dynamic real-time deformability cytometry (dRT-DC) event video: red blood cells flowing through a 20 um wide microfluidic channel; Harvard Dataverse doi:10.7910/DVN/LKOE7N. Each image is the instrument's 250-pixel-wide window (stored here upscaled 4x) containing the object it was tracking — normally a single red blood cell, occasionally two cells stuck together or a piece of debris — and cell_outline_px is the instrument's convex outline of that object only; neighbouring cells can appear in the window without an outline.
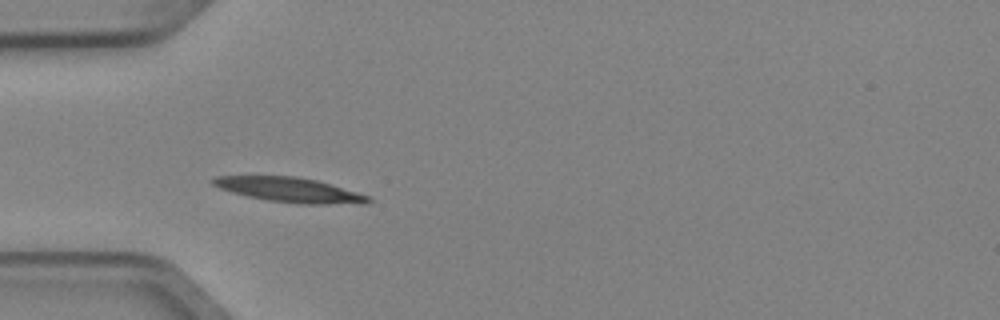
{"species": "Egyptian fruit bat (a non-hibernating species)", "species_latin": "Rousettus aegyptiacus", "temperature_condition": "cold", "stored_images_in_passage": 4, "camera_frame_rate_fps": 3000, "um_per_image_px": 0.085, "animal": {"sex": "female"}, "frame": {"image": 1, "passage_image": 2, "time_ms": 0.333, "image_size_px": [1000, 320], "cell_outline_px": [[372, 200], [368, 204], [296, 204], [268, 200], [248, 196], [232, 192], [220, 188], [212, 184], [208, 180], [216, 176], [296, 176], [316, 180], [332, 184], [372, 196]], "centroid_in_image_um": [24.69, 16.14], "position_along_channel_um": 60.3, "area_um2": 22.66}}
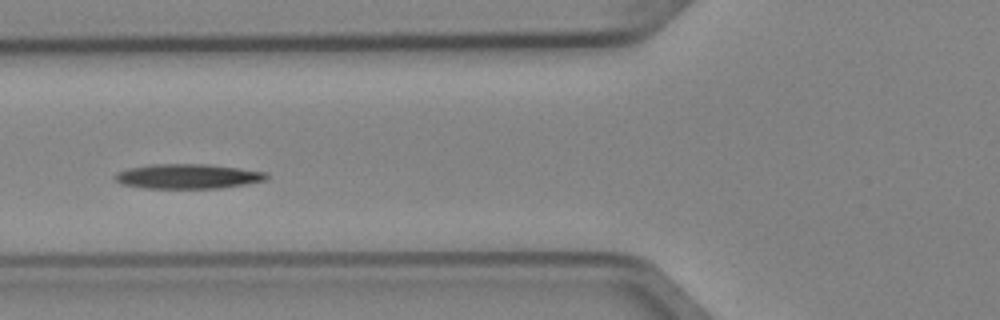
{"frame": {"image": 2, "passage_image": 3, "time_ms": 0.667, "image_size_px": [1000, 320], "cell_outline_px": [[268, 176], [264, 180], [244, 184], [220, 188], [144, 188], [124, 184], [116, 180], [116, 172], [128, 168], [148, 164], [208, 164], [240, 168], [268, 172]], "centroid_in_image_um": [15.97, 14.98], "position_along_channel_um": 109.8, "area_um2": 21.73}}
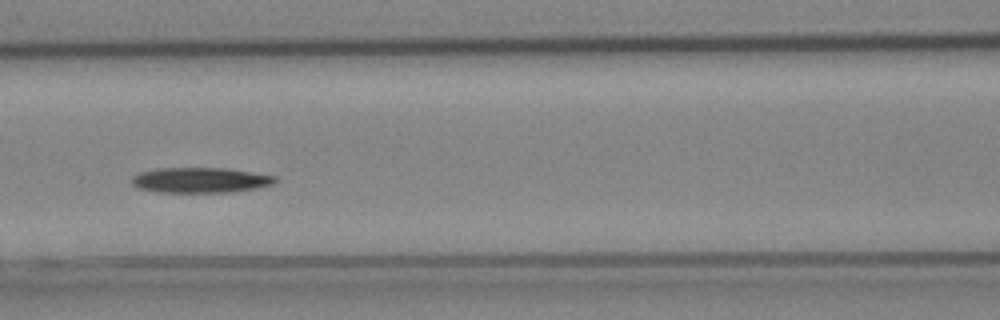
{"frame": {"image": 3, "passage_image": 4, "time_ms": 1.0, "image_size_px": [1000, 320], "cell_outline_px": [[276, 184], [256, 188], [232, 192], [160, 192], [136, 188], [132, 184], [132, 176], [140, 172], [156, 168], [228, 168], [276, 176]], "centroid_in_image_um": [17.03, 15.31], "position_along_channel_um": 149.6, "area_um2": 21.27}}